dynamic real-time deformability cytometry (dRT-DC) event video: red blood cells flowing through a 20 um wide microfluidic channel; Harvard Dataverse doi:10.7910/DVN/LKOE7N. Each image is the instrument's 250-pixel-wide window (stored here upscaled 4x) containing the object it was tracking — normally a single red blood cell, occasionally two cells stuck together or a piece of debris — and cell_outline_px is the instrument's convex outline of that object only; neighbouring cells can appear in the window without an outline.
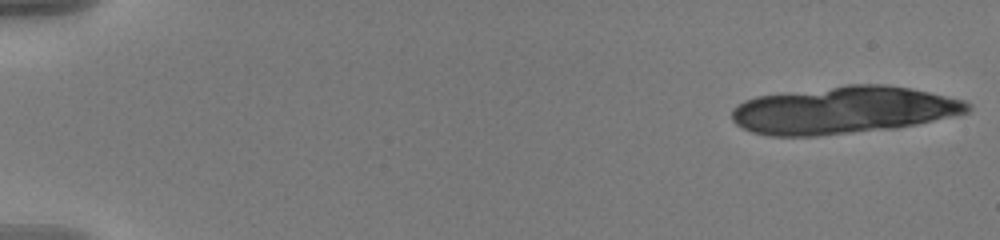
{"species": "human", "species_latin": "Homo sapiens", "temperature_condition": "warm", "stored_images_in_passage": 20, "camera_frame_rate_fps": 3000, "um_per_image_px": 0.085, "donor": {"sex": "male"}, "frame": {"image": 1, "passage_image": 1, "time_ms": 0.0, "image_size_px": [1000, 240], "cell_outline_px": [[972, 108], [968, 112], [916, 124], [896, 128], [816, 136], [768, 136], [752, 132], [736, 124], [732, 120], [732, 108], [736, 104], [744, 100], [756, 96], [848, 84], [884, 84], [912, 88], [964, 100], [972, 104]], "centroid_in_image_um": [71.67, 9.35], "position_along_channel_um": 13.3, "area_um2": 65.26}}